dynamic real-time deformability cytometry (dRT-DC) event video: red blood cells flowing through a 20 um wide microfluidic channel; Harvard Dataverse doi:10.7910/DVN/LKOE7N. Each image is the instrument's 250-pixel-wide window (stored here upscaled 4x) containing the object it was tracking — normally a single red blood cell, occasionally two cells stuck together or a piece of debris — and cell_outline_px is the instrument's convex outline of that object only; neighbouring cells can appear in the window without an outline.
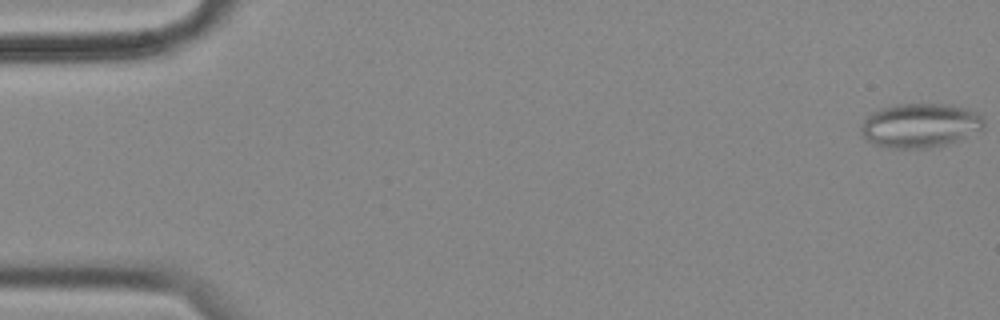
{"species": "common noctule bat (a hibernating species)", "species_latin": "Nyctalus noctula", "temperature_condition": "cold", "stored_images_in_passage": 6, "camera_frame_rate_fps": 3000, "um_per_image_px": 0.085, "animal": {"sex": "female", "body_mass_g": 18.4}, "frame": {"image": 1, "passage_image": 1, "time_ms": 0.0, "image_size_px": [1000, 320], "cell_outline_px": [[984, 124], [980, 128], [956, 140], [944, 144], [928, 148], [892, 148], [872, 144], [864, 136], [860, 128], [864, 120], [872, 112], [880, 108], [896, 104], [948, 104], [968, 108], [984, 116]], "centroid_in_image_um": [78.17, 10.64], "position_along_channel_um": 6.8, "area_um2": 31.33}}